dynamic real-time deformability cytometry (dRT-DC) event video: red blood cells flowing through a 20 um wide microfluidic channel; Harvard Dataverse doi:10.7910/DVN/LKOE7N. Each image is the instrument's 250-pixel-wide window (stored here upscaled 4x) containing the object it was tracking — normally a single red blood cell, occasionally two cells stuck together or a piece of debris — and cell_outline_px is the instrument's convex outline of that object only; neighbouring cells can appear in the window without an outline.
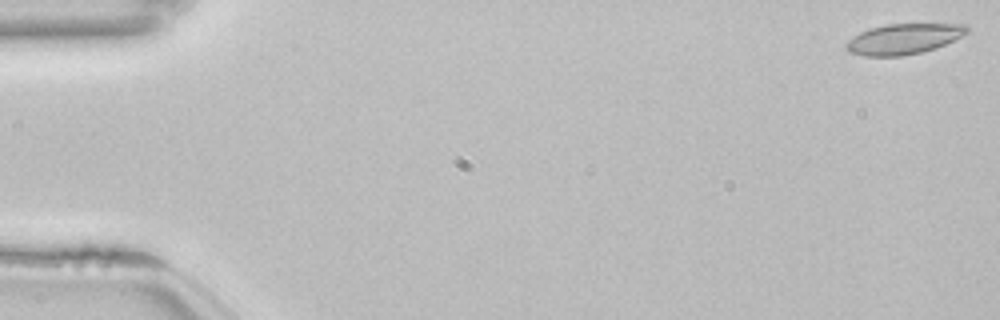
{"species": "common noctule bat (a hibernating species)", "species_latin": "Nyctalus noctula", "temperature_condition": "room temperature", "stored_images_in_passage": 17, "camera_frame_rate_fps": 3000, "um_per_image_px": 0.085, "animal": {"sex": "female", "body_mass_g": 22.7, "forearm_length_mm": 54.2}, "frame": {"image": 1, "passage_image": 1, "time_ms": 0.0, "image_size_px": [1000, 320], "cell_outline_px": [[968, 32], [944, 44], [920, 52], [900, 56], [864, 56], [848, 52], [844, 48], [844, 44], [848, 40], [860, 32], [884, 24], [964, 24], [968, 28]], "centroid_in_image_um": [76.73, 3.31], "position_along_channel_um": 8.3, "area_um2": 21.15}}
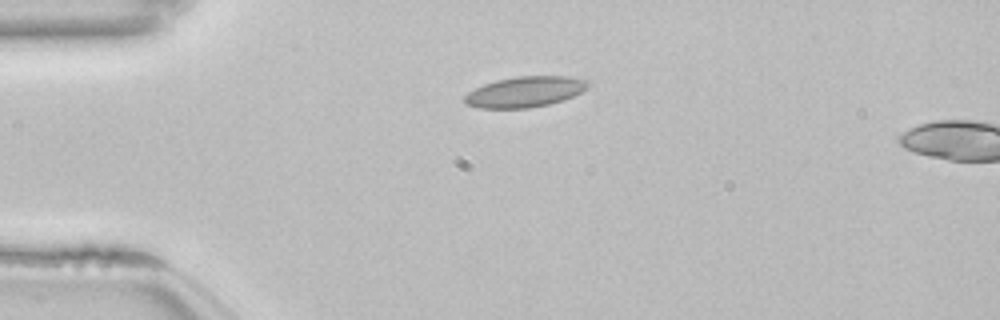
{"frame": {"image": 2, "passage_image": 13, "time_ms": 4.0, "image_size_px": [1000, 320], "cell_outline_px": [[588, 88], [564, 100], [548, 104], [528, 108], [480, 108], [468, 104], [464, 100], [464, 96], [468, 92], [484, 84], [496, 80], [516, 76], [568, 76], [588, 80]], "centroid_in_image_um": [44.63, 7.8], "position_along_channel_um": 40.4, "area_um2": 21.91}}